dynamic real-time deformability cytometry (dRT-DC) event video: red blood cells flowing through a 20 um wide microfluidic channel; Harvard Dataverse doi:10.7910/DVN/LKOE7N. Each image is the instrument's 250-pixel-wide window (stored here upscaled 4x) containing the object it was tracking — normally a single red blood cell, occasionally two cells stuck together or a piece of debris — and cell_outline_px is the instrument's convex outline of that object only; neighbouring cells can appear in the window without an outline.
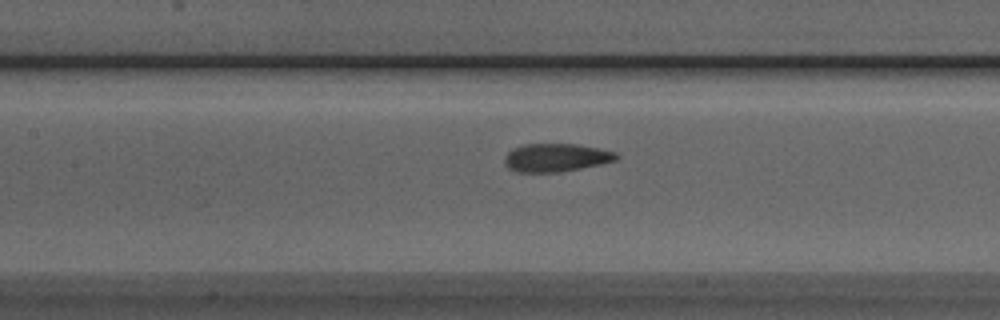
{"species": "Egyptian fruit bat (a non-hibernating species)", "species_latin": "Rousettus aegyptiacus", "temperature_condition": "room temperature", "stored_images_in_passage": 31, "camera_frame_rate_fps": 3000, "um_per_image_px": 0.085, "animal": {"sex": "male"}, "frame": {"image": 1, "passage_image": 19, "time_ms": 6.0, "image_size_px": [1000, 320], "cell_outline_px": [[620, 156], [616, 160], [600, 164], [560, 172], [516, 172], [508, 168], [504, 164], [504, 156], [512, 148], [524, 144], [576, 144], [616, 152]], "centroid_in_image_um": [47.22, 13.4], "position_along_channel_um": 160.2, "area_um2": 18.38}}
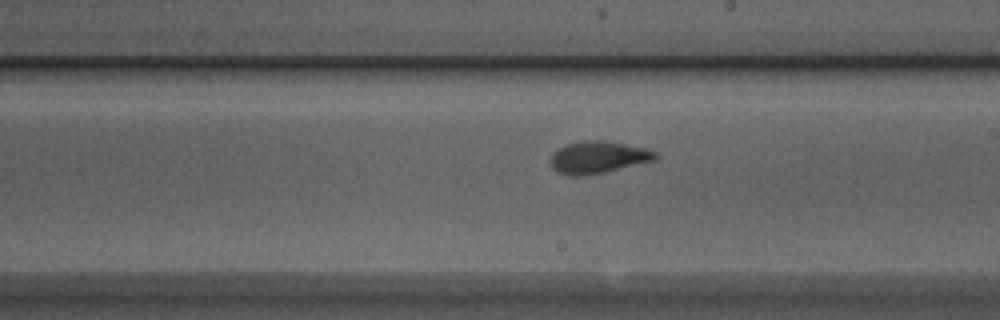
{"frame": {"image": 2, "passage_image": 25, "time_ms": 8.0, "image_size_px": [1000, 320], "cell_outline_px": [[660, 156], [656, 160], [604, 172], [584, 176], [568, 176], [556, 172], [552, 168], [548, 160], [552, 152], [564, 144], [584, 140], [604, 140], [644, 148], [656, 152]], "centroid_in_image_um": [50.77, 13.37], "position_along_channel_um": 238.2, "area_um2": 20.0}}
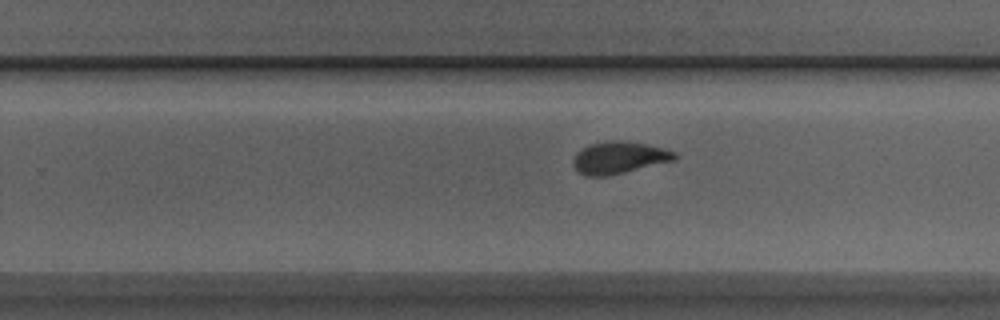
{"frame": {"image": 3, "passage_image": 28, "time_ms": 9.0, "image_size_px": [1000, 320], "cell_outline_px": [[680, 156], [676, 160], [608, 176], [588, 176], [580, 172], [572, 164], [572, 160], [576, 152], [592, 144], [608, 140], [620, 140], [644, 144], [664, 148], [676, 152]], "centroid_in_image_um": [52.66, 13.4], "position_along_channel_um": 277.1, "area_um2": 18.96}}